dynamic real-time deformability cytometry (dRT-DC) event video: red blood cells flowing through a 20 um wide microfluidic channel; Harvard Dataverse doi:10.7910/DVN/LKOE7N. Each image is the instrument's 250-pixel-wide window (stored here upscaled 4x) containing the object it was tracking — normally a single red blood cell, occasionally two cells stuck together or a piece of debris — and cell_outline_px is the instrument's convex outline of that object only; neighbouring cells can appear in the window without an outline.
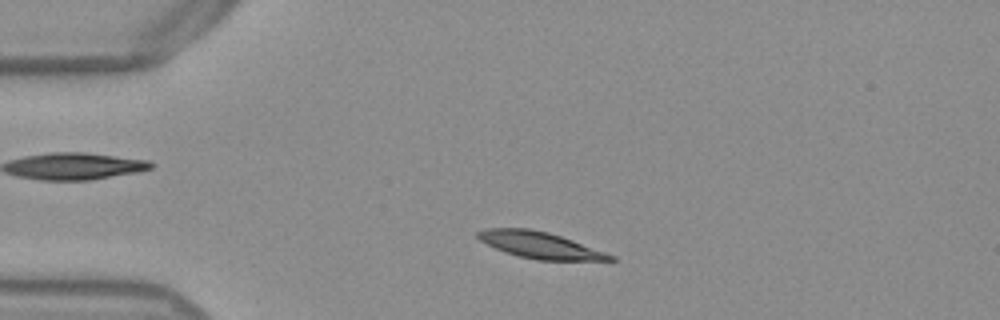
{"species": "Egyptian fruit bat (a non-hibernating species)", "species_latin": "Rousettus aegyptiacus", "temperature_condition": "warm", "stored_images_in_passage": 47, "camera_frame_rate_fps": 3000, "um_per_image_px": 0.085, "frame": {"image": 1, "passage_image": 6, "time_ms": 1.667, "image_size_px": [1000, 320], "cell_outline_px": [[616, 260], [536, 260], [504, 252], [480, 240], [476, 236], [476, 232], [484, 228], [528, 228], [548, 232], [572, 240], [616, 256]], "centroid_in_image_um": [45.87, 20.83], "position_along_channel_um": 39.1, "area_um2": 20.23}}
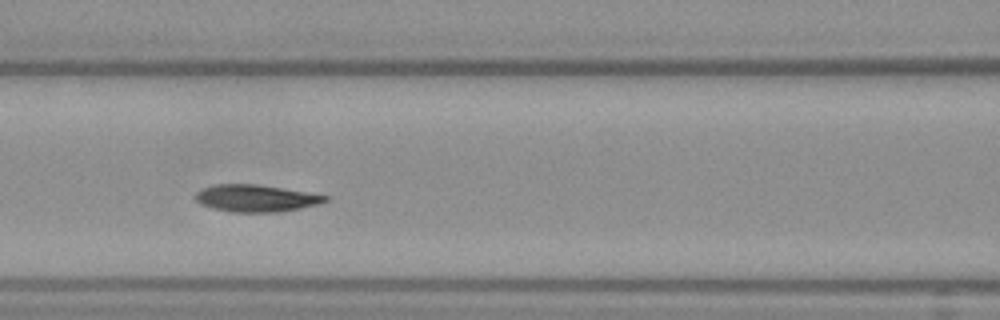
{"frame": {"image": 2, "passage_image": 17, "time_ms": 5.333, "image_size_px": [1000, 320], "cell_outline_px": [[328, 200], [320, 204], [280, 212], [232, 212], [212, 208], [200, 204], [196, 200], [196, 192], [200, 188], [216, 184], [256, 184], [284, 188], [328, 196]], "centroid_in_image_um": [21.73, 16.85], "position_along_channel_um": 144.9, "area_um2": 20.52}}
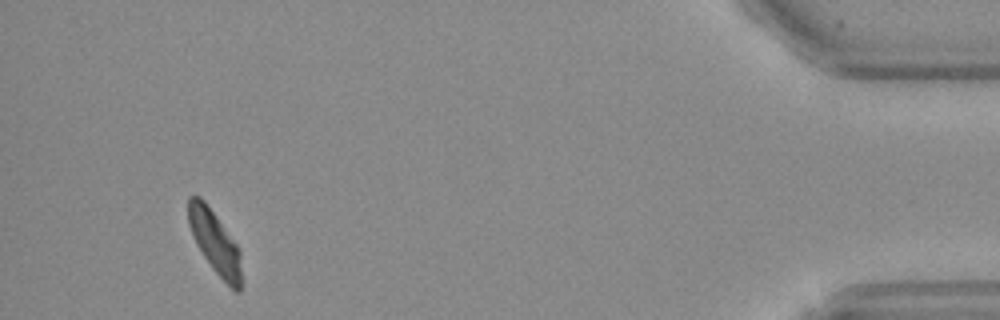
{"frame": {"image": 3, "passage_image": 44, "time_ms": 14.333, "image_size_px": [1000, 320], "cell_outline_px": [[240, 292], [236, 292], [212, 268], [196, 244], [188, 224], [188, 196], [200, 196], [204, 200], [236, 244], [240, 252]], "centroid_in_image_um": [18.23, 20.56], "position_along_channel_um": 417.0, "area_um2": 18.9}, "authors_computed_cell_mechanics": {"area_um2": 20.4034, "velocity_mm_per_s": 3.7942, "shape_relaxation_time_tau1_ms": 4.7894, "shape_relaxation_time_tau2_ms": 6.2772, "deformation_change_tau1": 0.1251, "deformation_change_tau2": 0.0854}}